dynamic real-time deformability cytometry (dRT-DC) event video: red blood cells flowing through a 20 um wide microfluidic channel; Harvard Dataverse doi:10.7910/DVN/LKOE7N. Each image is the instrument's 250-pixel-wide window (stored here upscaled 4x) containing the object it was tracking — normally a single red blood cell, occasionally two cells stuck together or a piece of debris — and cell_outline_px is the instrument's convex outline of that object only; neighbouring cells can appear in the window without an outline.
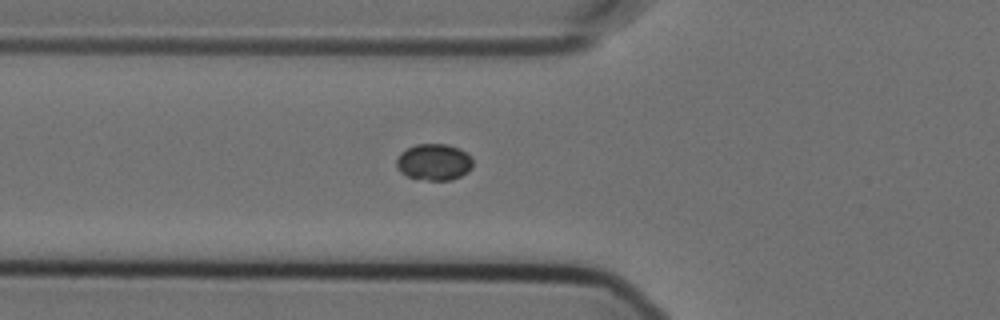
{"species": "Egyptian fruit bat (a non-hibernating species)", "species_latin": "Rousettus aegyptiacus", "temperature_condition": "cold", "stored_images_in_passage": 31, "camera_frame_rate_fps": 3000, "um_per_image_px": 0.085, "animal": {"sex": "female"}, "frame": {"image": 1, "passage_image": 3, "time_ms": 0.667, "image_size_px": [1000, 320], "cell_outline_px": [[472, 168], [468, 172], [452, 180], [428, 180], [408, 176], [400, 172], [396, 164], [396, 160], [400, 152], [416, 144], [448, 144], [460, 148], [468, 152], [472, 160]], "centroid_in_image_um": [36.91, 13.76], "position_along_channel_um": 88.9, "area_um2": 16.36}}
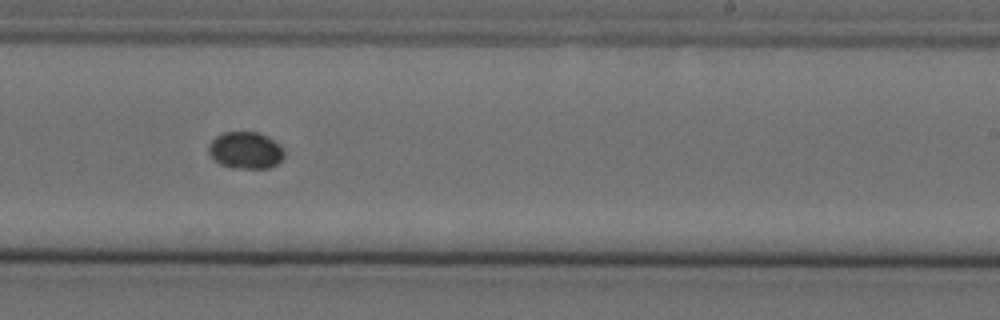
{"frame": {"image": 2, "passage_image": 18, "time_ms": 5.667, "image_size_px": [1000, 320], "cell_outline_px": [[284, 156], [276, 164], [268, 168], [232, 168], [220, 164], [208, 152], [208, 144], [216, 136], [224, 132], [256, 132], [268, 136], [280, 144], [284, 148]], "centroid_in_image_um": [20.88, 12.77], "position_along_channel_um": 268.1, "area_um2": 16.3}}
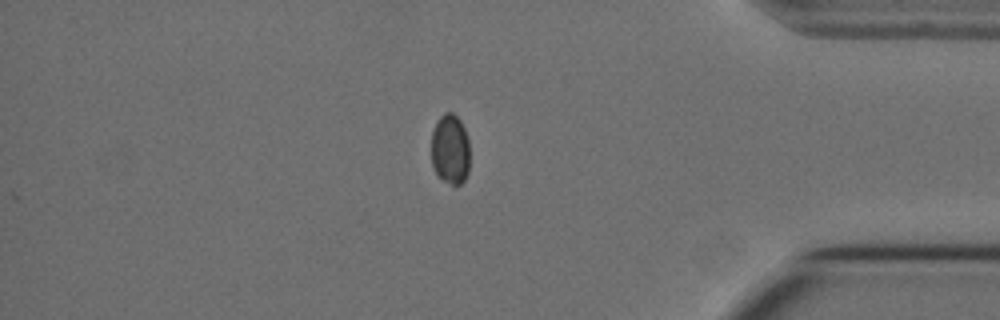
{"frame": {"image": 3, "passage_image": 31, "time_ms": 10.0, "image_size_px": [1000, 320], "cell_outline_px": [[468, 172], [464, 180], [460, 184], [452, 184], [444, 180], [436, 172], [432, 164], [432, 132], [436, 120], [444, 112], [452, 112], [460, 120], [464, 128], [468, 140]], "centroid_in_image_um": [38.26, 12.65], "position_along_channel_um": 396.9, "area_um2": 15.55}}